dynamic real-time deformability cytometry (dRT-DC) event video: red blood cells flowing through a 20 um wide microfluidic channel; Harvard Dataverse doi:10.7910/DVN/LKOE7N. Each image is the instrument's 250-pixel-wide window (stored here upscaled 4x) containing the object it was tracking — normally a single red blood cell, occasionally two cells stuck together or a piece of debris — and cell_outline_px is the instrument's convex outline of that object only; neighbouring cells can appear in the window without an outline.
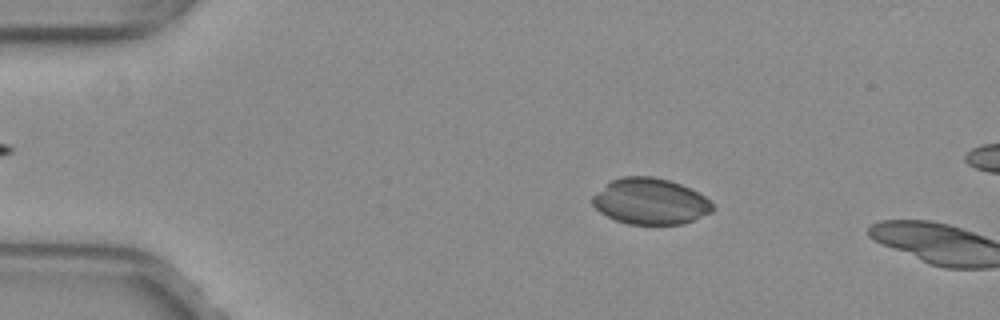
{"species": "common noctule bat (a hibernating species)", "species_latin": "Nyctalus noctula", "temperature_condition": "warm", "stored_images_in_passage": 17, "camera_frame_rate_fps": 3000, "um_per_image_px": 0.085, "animal": {"sex": "female", "body_mass_g": 29.2, "forearm_length_mm": 56.3}, "frame": {"image": 1, "passage_image": 10, "time_ms": 3.0, "image_size_px": [1000, 320], "cell_outline_px": [[716, 208], [712, 212], [684, 224], [628, 224], [616, 220], [600, 212], [592, 204], [592, 196], [596, 192], [612, 180], [620, 176], [652, 176], [668, 180], [680, 184], [704, 196]], "centroid_in_image_um": [55.27, 17.12], "position_along_channel_um": 29.7, "area_um2": 32.14}}